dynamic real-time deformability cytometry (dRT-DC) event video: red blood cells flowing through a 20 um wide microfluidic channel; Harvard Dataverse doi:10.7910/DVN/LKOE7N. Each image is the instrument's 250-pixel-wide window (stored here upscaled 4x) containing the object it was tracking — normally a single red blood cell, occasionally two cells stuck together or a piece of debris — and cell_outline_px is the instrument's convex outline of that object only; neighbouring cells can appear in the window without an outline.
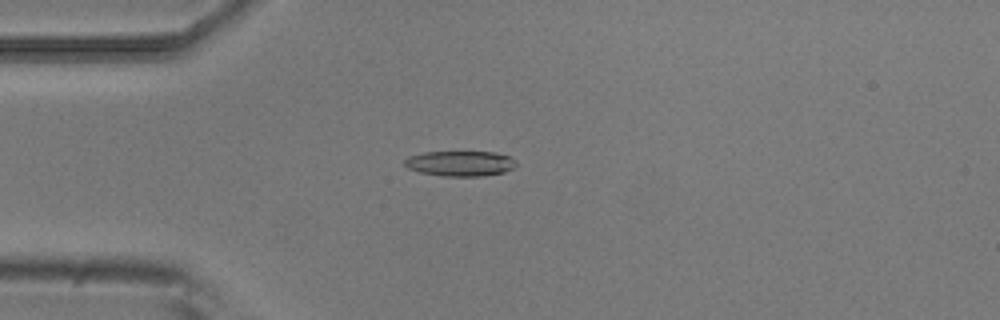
{"species": "common noctule bat (a hibernating species)", "species_latin": "Nyctalus noctula", "temperature_condition": "room temperature", "stored_images_in_passage": 4, "camera_frame_rate_fps": 3000, "um_per_image_px": 0.085, "animal": {"sex": "male", "body_mass_g": 20.5, "forearm_length_mm": 52.5}, "frame": {"image": 1, "passage_image": 1, "time_ms": 0.0, "image_size_px": [1000, 320], "cell_outline_px": [[516, 164], [512, 168], [504, 172], [484, 176], [444, 176], [420, 172], [408, 168], [404, 164], [404, 160], [408, 156], [424, 152], [496, 152], [508, 156], [516, 160]], "centroid_in_image_um": [39.11, 13.89], "position_along_channel_um": 45.9, "area_um2": 16.42}}
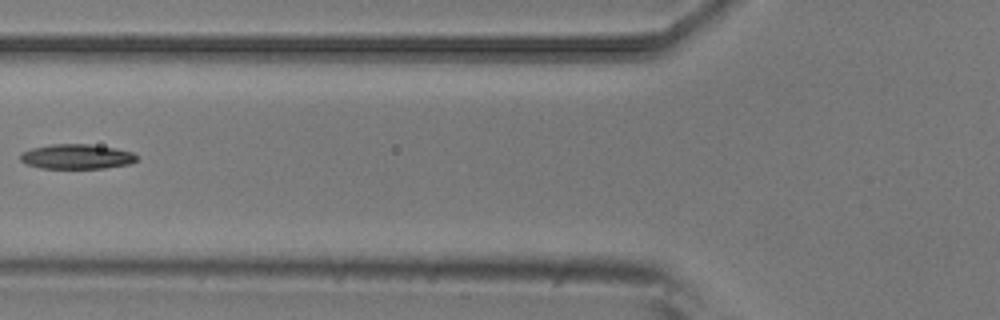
{"frame": {"image": 2, "passage_image": 3, "time_ms": 0.667, "image_size_px": [1000, 320], "cell_outline_px": [[136, 160], [128, 164], [104, 168], [40, 168], [28, 164], [20, 160], [20, 156], [24, 152], [32, 148], [52, 144], [88, 144], [116, 148], [132, 152], [136, 156]], "centroid_in_image_um": [6.52, 13.31], "position_along_channel_um": 119.3, "area_um2": 16.59}}
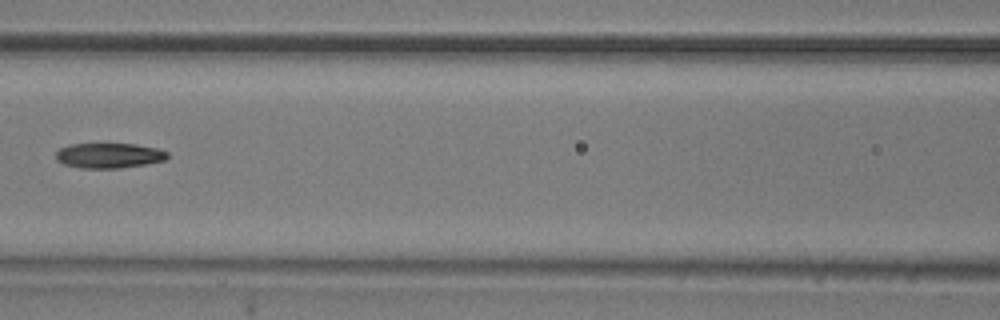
{"frame": {"image": 3, "passage_image": 4, "time_ms": 1.0, "image_size_px": [1000, 320], "cell_outline_px": [[168, 156], [164, 160], [144, 164], [120, 168], [80, 168], [64, 164], [56, 160], [56, 152], [60, 148], [72, 144], [136, 144], [156, 148], [168, 152]], "centroid_in_image_um": [9.24, 13.22], "position_along_channel_um": 157.4, "area_um2": 16.18}}